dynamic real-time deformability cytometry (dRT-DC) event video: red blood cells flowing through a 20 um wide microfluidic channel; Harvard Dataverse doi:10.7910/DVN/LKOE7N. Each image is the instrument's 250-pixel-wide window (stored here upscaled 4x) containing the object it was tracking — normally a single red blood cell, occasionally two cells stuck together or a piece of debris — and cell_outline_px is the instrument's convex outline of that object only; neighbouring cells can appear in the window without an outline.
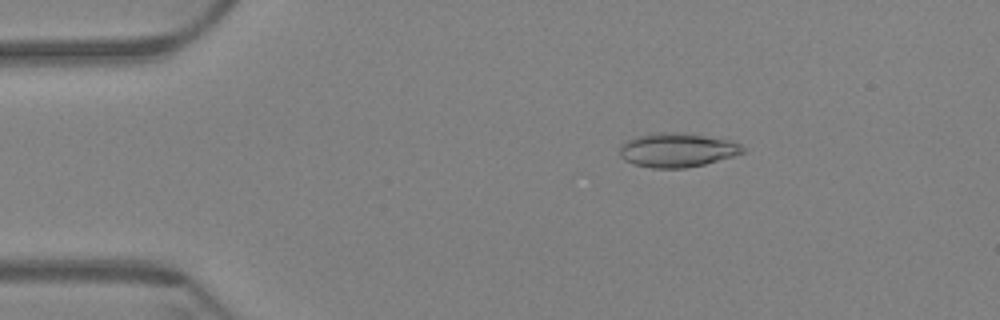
{"species": "Egyptian fruit bat (a non-hibernating species)", "species_latin": "Rousettus aegyptiacus", "temperature_condition": "warm", "stored_images_in_passage": 56, "camera_frame_rate_fps": 3000, "um_per_image_px": 0.085, "animal": {"sex": "female"}, "frame": {"image": 1, "passage_image": 6, "time_ms": 1.667, "image_size_px": [1000, 320], "cell_outline_px": [[744, 152], [732, 156], [704, 164], [684, 168], [652, 168], [632, 164], [624, 160], [620, 156], [620, 144], [636, 136], [664, 132], [672, 132], [704, 136], [732, 140], [740, 144], [744, 148]], "centroid_in_image_um": [57.53, 12.76], "position_along_channel_um": 27.5, "area_um2": 24.22}}
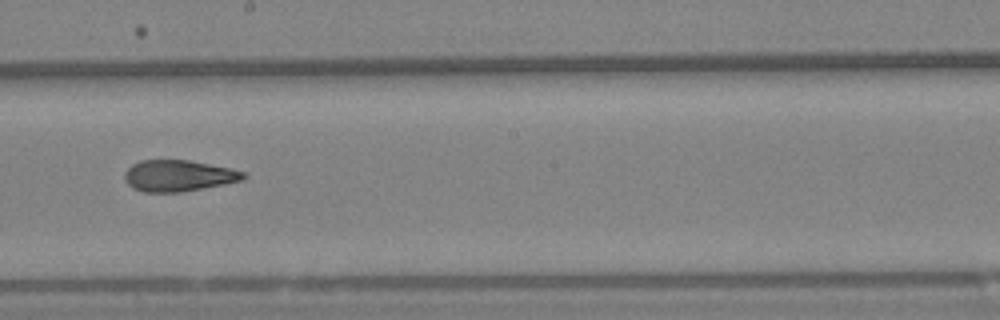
{"frame": {"image": 2, "passage_image": 30, "time_ms": 9.667, "image_size_px": [1000, 320], "cell_outline_px": [[248, 176], [244, 180], [224, 184], [180, 192], [144, 192], [132, 188], [124, 180], [124, 172], [132, 164], [140, 160], [188, 160], [228, 168], [244, 172]], "centroid_in_image_um": [15.14, 14.94], "position_along_channel_um": 233.1, "area_um2": 21.62}}
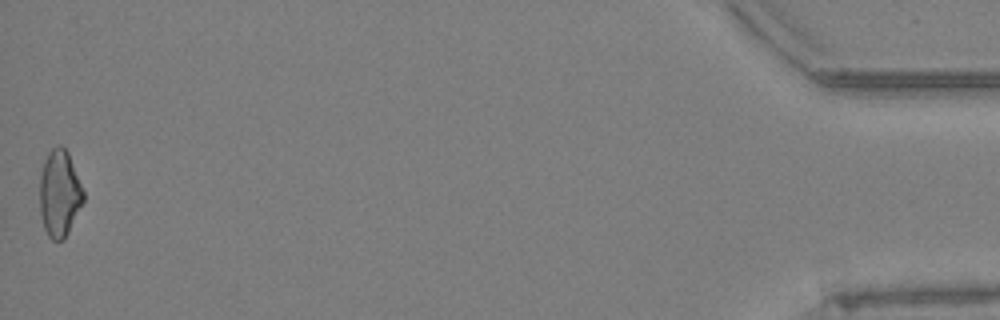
{"frame": {"image": 3, "passage_image": 56, "time_ms": 18.333, "image_size_px": [1000, 320], "cell_outline_px": [[84, 200], [64, 240], [52, 240], [48, 236], [44, 228], [40, 216], [40, 172], [44, 160], [48, 152], [52, 148], [60, 144], [68, 152], [84, 192]], "centroid_in_image_um": [5.04, 16.44], "position_along_channel_um": 430.2, "area_um2": 22.08}, "authors_computed_cell_mechanics": {"area_um2": 22.1663, "velocity_mm_per_s": 3.383, "shape_relaxation_time_tau1_ms": null, "shape_relaxation_time_tau2_ms": 2.9537, "deformation_change_tau1": null, "deformation_change_tau2": 0.1102}}